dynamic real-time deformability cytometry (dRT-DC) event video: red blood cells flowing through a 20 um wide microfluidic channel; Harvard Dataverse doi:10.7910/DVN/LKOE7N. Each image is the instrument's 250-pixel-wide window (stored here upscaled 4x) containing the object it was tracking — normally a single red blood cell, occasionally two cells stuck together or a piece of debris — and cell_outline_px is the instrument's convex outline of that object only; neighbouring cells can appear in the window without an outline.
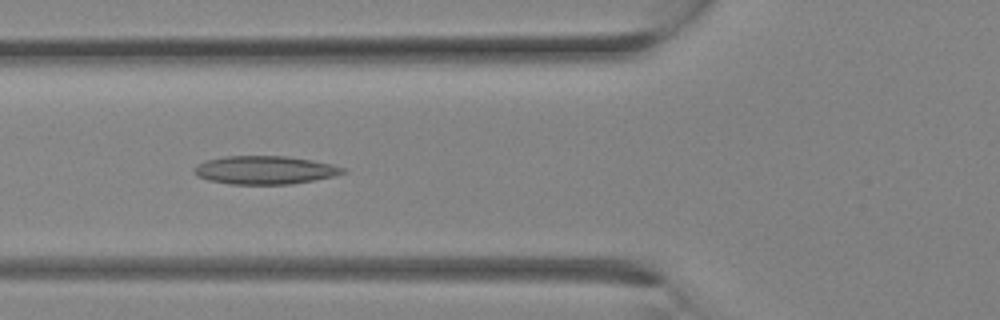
{"species": "Egyptian fruit bat (a non-hibernating species)", "species_latin": "Rousettus aegyptiacus", "temperature_condition": "room temperature", "stored_images_in_passage": 10, "camera_frame_rate_fps": 3000, "um_per_image_px": 0.085, "animal": {"sex": "female"}, "frame": {"image": 1, "passage_image": 5, "time_ms": 1.333, "image_size_px": [1000, 320], "cell_outline_px": [[348, 172], [332, 176], [292, 184], [232, 184], [208, 180], [196, 176], [192, 172], [192, 168], [196, 164], [204, 160], [224, 156], [288, 156], [312, 160], [332, 164], [348, 168]], "centroid_in_image_um": [22.48, 14.44], "position_along_channel_um": 103.3, "area_um2": 24.8}}
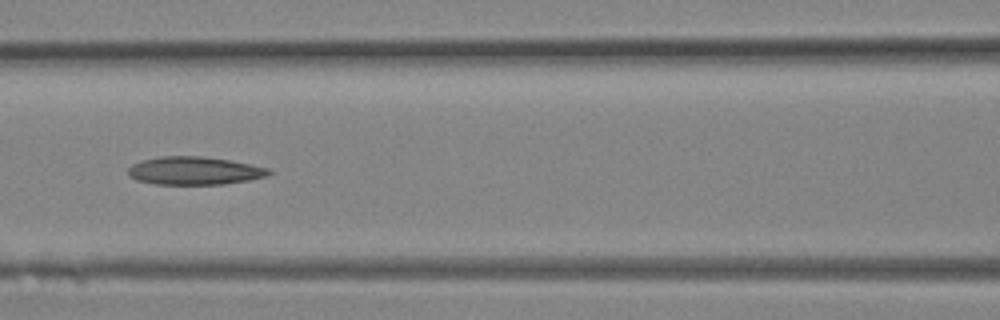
{"frame": {"image": 2, "passage_image": 7, "time_ms": 2.0, "image_size_px": [1000, 320], "cell_outline_px": [[276, 172], [268, 176], [248, 180], [224, 184], [156, 184], [136, 180], [128, 176], [128, 168], [132, 164], [140, 160], [160, 156], [204, 156], [232, 160], [272, 168]], "centroid_in_image_um": [16.58, 14.5], "position_along_channel_um": 150.0, "area_um2": 23.47}}
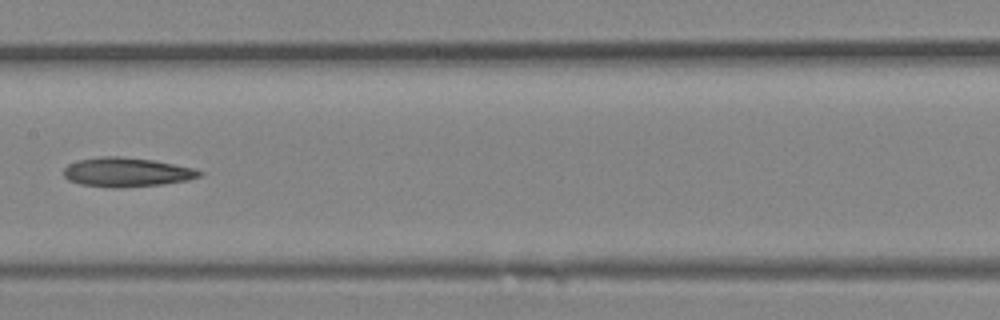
{"frame": {"image": 3, "passage_image": 9, "time_ms": 2.667, "image_size_px": [1000, 320], "cell_outline_px": [[204, 172], [200, 176], [188, 180], [164, 184], [120, 188], [112, 188], [80, 184], [68, 180], [64, 176], [64, 168], [68, 164], [80, 160], [100, 156], [120, 156], [152, 160], [192, 168]], "centroid_in_image_um": [10.74, 14.64], "position_along_channel_um": 196.7, "area_um2": 23.06}}